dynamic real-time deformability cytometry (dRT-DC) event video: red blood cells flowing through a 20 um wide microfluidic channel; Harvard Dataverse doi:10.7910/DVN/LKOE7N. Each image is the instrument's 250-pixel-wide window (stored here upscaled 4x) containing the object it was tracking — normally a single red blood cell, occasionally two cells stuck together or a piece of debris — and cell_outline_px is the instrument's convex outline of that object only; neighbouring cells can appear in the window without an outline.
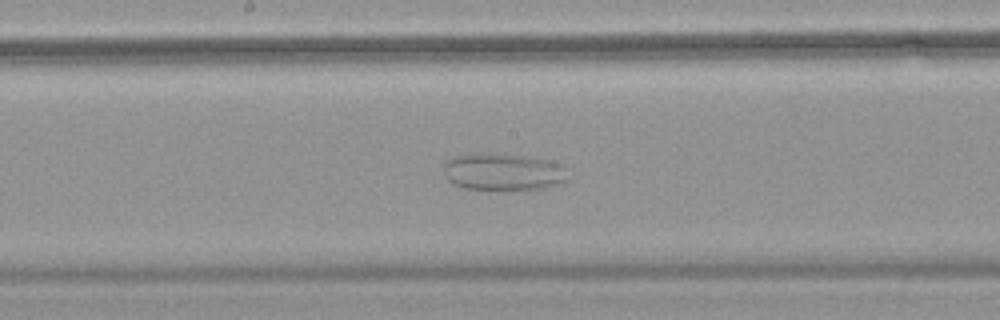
{"species": "common noctule bat (a hibernating species)", "species_latin": "Nyctalus noctula", "temperature_condition": "warm", "stored_images_in_passage": 53, "camera_frame_rate_fps": 3000, "um_per_image_px": 0.085, "animal": {"sex": "female", "body_mass_g": 18.4}, "frame": {"image": 1, "passage_image": 27, "time_ms": 8.667, "image_size_px": [1000, 320], "cell_outline_px": [[572, 168], [568, 180], [564, 184], [544, 188], [464, 188], [452, 184], [444, 176], [444, 164], [452, 156], [480, 152], [492, 152], [528, 156], [548, 160], [564, 164]], "centroid_in_image_um": [42.87, 14.57], "position_along_channel_um": 205.3, "area_um2": 27.57}}
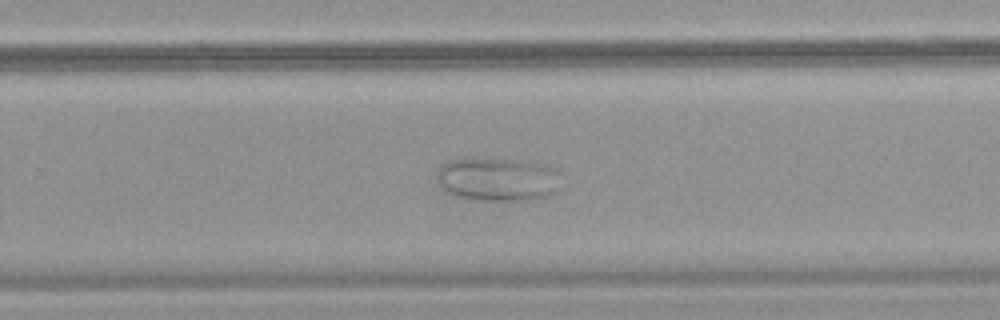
{"frame": {"image": 2, "passage_image": 34, "time_ms": 11.0, "image_size_px": [1000, 320], "cell_outline_px": [[560, 188], [556, 192], [548, 196], [528, 200], [480, 200], [460, 196], [448, 192], [440, 188], [436, 176], [436, 172], [448, 160], [524, 160], [548, 164], [556, 172]], "centroid_in_image_um": [42.33, 15.26], "position_along_channel_um": 287.5, "area_um2": 31.1}}
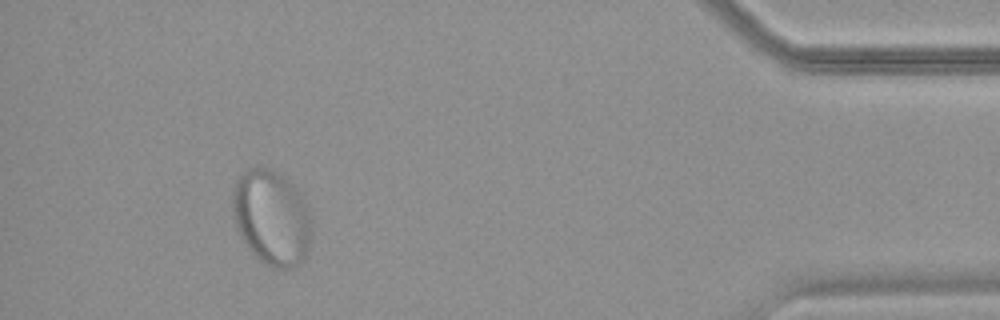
{"frame": {"image": 3, "passage_image": 49, "time_ms": 16.0, "image_size_px": [1000, 320], "cell_outline_px": [[312, 232], [308, 248], [304, 260], [292, 268], [272, 268], [260, 260], [248, 248], [240, 236], [236, 228], [232, 208], [232, 196], [236, 180], [240, 172], [248, 168], [268, 168], [284, 176], [296, 188], [308, 212], [312, 224]], "centroid_in_image_um": [23.06, 18.5], "position_along_channel_um": 412.1, "area_um2": 43.87}}